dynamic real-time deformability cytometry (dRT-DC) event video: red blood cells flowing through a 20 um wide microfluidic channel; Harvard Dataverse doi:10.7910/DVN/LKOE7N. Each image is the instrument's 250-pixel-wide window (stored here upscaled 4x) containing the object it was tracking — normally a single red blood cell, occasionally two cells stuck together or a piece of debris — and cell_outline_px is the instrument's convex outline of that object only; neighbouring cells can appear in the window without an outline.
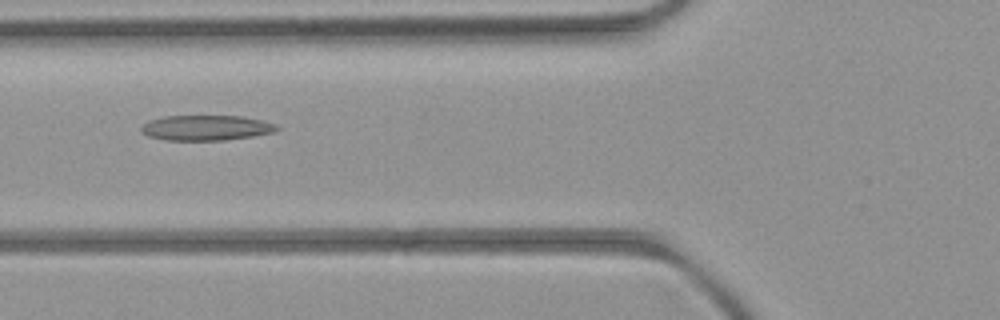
{"species": "common noctule bat (a hibernating species)", "species_latin": "Nyctalus noctula", "temperature_condition": "room temperature", "stored_images_in_passage": 6, "camera_frame_rate_fps": 3000, "um_per_image_px": 0.085, "animal": {"sex": "female", "body_mass_g": 21.9}, "frame": {"image": 1, "passage_image": 6, "time_ms": 5.667, "image_size_px": [1000, 320], "cell_outline_px": [[280, 128], [272, 132], [252, 136], [224, 140], [164, 140], [148, 136], [140, 128], [148, 120], [164, 116], [244, 116], [276, 124]], "centroid_in_image_um": [17.5, 10.86], "position_along_channel_um": 108.3, "area_um2": 19.83}}